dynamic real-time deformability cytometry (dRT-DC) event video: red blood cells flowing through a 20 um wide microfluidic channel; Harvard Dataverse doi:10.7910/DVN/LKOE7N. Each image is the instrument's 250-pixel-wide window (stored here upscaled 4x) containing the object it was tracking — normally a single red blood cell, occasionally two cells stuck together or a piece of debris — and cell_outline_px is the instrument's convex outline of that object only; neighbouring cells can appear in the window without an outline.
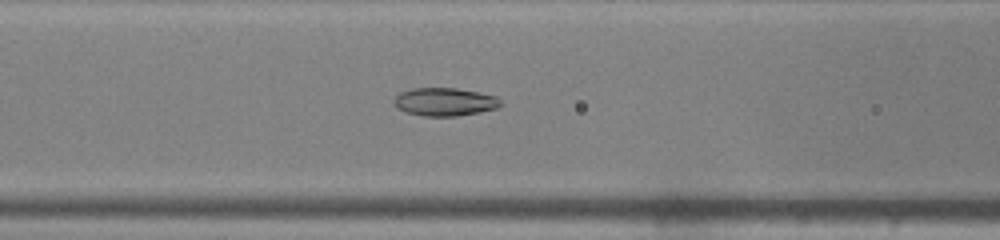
{"species": "common noctule bat (a hibernating species)", "species_latin": "Nyctalus noctula", "temperature_condition": "warm", "stored_images_in_passage": 47, "camera_frame_rate_fps": 3000, "um_per_image_px": 0.085, "animal": {"sex": "male", "body_mass_g": 19.0, "forearm_length_mm": 50.8}, "frame": {"image": 1, "passage_image": 20, "time_ms": 6.333, "image_size_px": [1000, 240], "cell_outline_px": [[504, 104], [496, 108], [480, 112], [456, 116], [424, 116], [404, 112], [396, 108], [392, 104], [392, 100], [400, 92], [412, 88], [456, 88], [496, 96]], "centroid_in_image_um": [37.75, 8.66], "position_along_channel_um": 128.8, "area_um2": 17.63}}
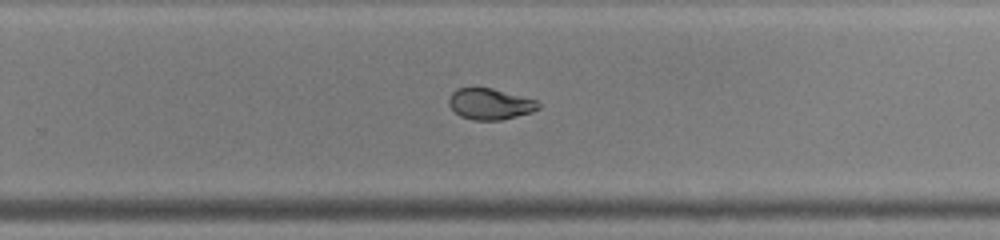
{"frame": {"image": 2, "passage_image": 31, "time_ms": 10.0, "image_size_px": [1000, 240], "cell_outline_px": [[540, 108], [532, 112], [500, 120], [472, 120], [460, 116], [448, 104], [448, 100], [452, 92], [460, 88], [492, 88], [536, 100], [540, 104]], "centroid_in_image_um": [41.65, 8.84], "position_along_channel_um": 288.1, "area_um2": 16.07}}
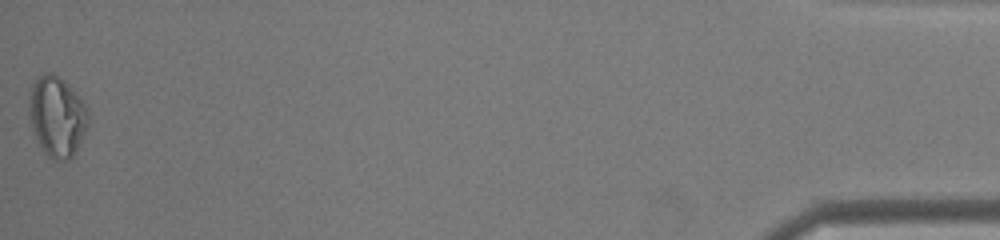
{"frame": {"image": 3, "passage_image": 47, "time_ms": 15.333, "image_size_px": [1000, 240], "cell_outline_px": [[88, 124], [76, 152], [68, 160], [52, 160], [44, 152], [36, 140], [32, 128], [32, 84], [36, 76], [48, 72], [52, 72], [64, 80], [80, 96], [88, 108]], "centroid_in_image_um": [4.9, 9.9], "position_along_channel_um": 430.3, "area_um2": 27.34}, "authors_computed_cell_mechanics": {"area_um2": 19.5942, "velocity_mm_per_s": 4.3488, "shape_relaxation_time_tau1_ms": null, "shape_relaxation_time_tau2_ms": 1.4758, "deformation_change_tau1": null, "deformation_change_tau2": 0.053}}